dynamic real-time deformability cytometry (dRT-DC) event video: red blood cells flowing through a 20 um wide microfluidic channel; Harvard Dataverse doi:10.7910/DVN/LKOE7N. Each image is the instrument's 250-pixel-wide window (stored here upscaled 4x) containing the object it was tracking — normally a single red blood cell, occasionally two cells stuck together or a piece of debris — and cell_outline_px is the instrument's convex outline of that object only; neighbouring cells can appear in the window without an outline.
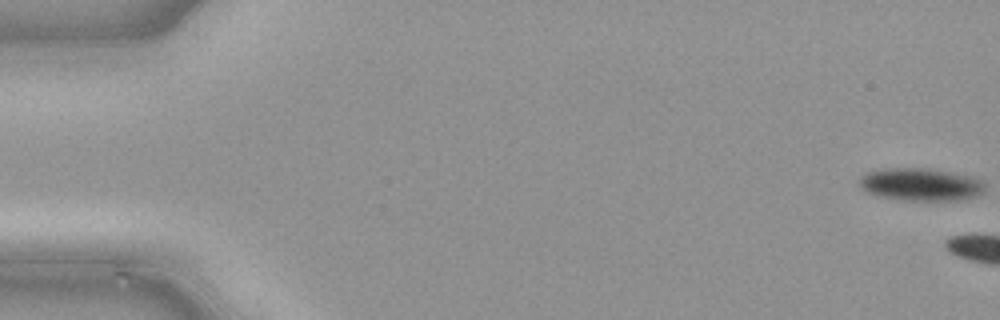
{"species": "common noctule bat (a hibernating species)", "species_latin": "Nyctalus noctula", "temperature_condition": "cold", "stored_images_in_passage": 5, "camera_frame_rate_fps": 3000, "um_per_image_px": 0.085, "animal": {"sex": "male", "body_mass_g": 21.5, "forearm_length_mm": 52.0}, "frame": {"image": 1, "passage_image": 1, "time_ms": 0.0, "image_size_px": [1000, 320], "cell_outline_px": [[984, 192], [972, 196], [956, 200], [904, 200], [880, 196], [868, 192], [860, 184], [860, 180], [868, 172], [888, 168], [920, 168], [968, 176], [980, 180], [984, 184]], "centroid_in_image_um": [78.25, 15.69], "position_along_channel_um": 6.8, "area_um2": 22.95}}